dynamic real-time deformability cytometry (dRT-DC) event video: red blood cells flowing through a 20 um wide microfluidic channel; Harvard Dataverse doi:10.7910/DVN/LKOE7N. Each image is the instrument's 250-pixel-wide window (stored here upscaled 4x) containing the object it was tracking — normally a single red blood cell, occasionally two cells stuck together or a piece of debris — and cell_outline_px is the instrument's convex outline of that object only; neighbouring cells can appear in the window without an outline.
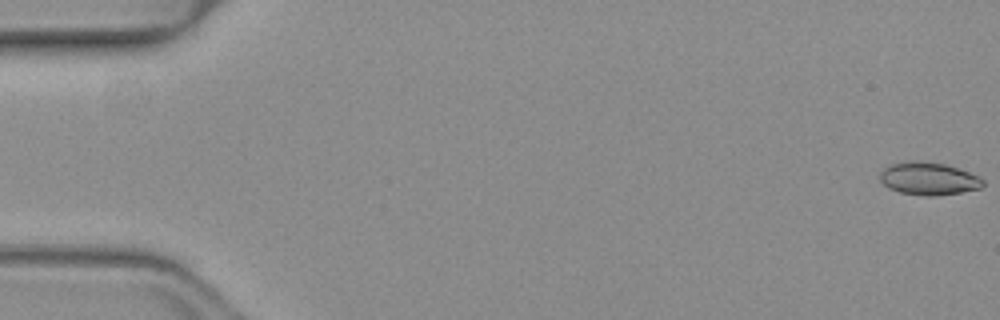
{"species": "common noctule bat (a hibernating species)", "species_latin": "Nyctalus noctula", "temperature_condition": "warm", "stored_images_in_passage": 52, "camera_frame_rate_fps": 3000, "um_per_image_px": 0.085, "animal": {"sex": "female", "body_mass_g": 19.3, "forearm_length_mm": 54.1}, "frame": {"image": 1, "passage_image": 1, "time_ms": 0.0, "image_size_px": [1000, 320], "cell_outline_px": [[984, 184], [980, 188], [960, 192], [936, 196], [924, 196], [900, 192], [888, 188], [880, 180], [880, 172], [888, 164], [912, 160], [944, 164], [968, 172], [984, 180]], "centroid_in_image_um": [78.88, 15.19], "position_along_channel_um": 6.1, "area_um2": 19.48}}
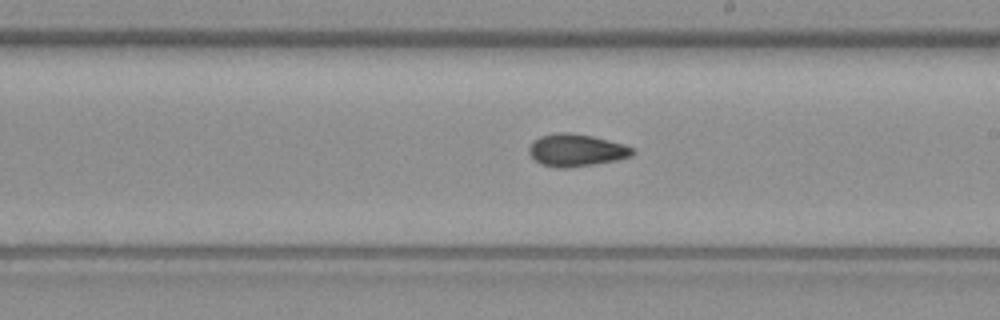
{"frame": {"image": 2, "passage_image": 30, "time_ms": 9.667, "image_size_px": [1000, 320], "cell_outline_px": [[636, 152], [632, 156], [616, 160], [596, 164], [568, 168], [556, 168], [540, 164], [528, 152], [528, 148], [532, 140], [540, 136], [556, 132], [568, 132], [592, 136], [624, 144], [632, 148]], "centroid_in_image_um": [48.96, 12.77], "position_along_channel_um": 240.0, "area_um2": 19.71}}
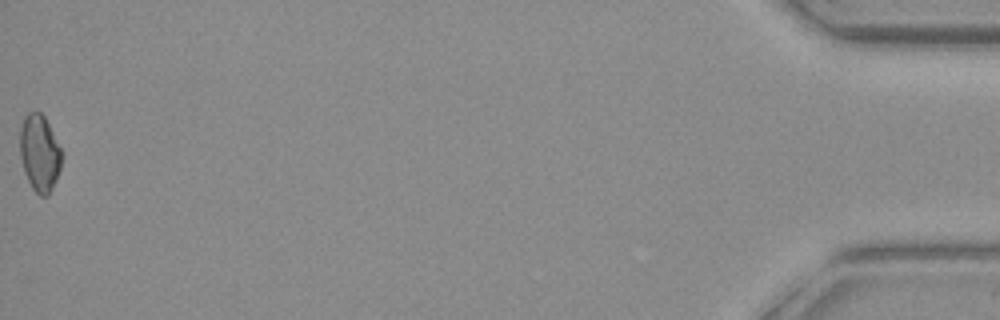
{"frame": {"image": 3, "passage_image": 52, "time_ms": 17.0, "image_size_px": [1000, 320], "cell_outline_px": [[60, 168], [56, 180], [48, 196], [40, 196], [32, 188], [24, 172], [20, 156], [20, 132], [24, 116], [28, 112], [40, 112], [44, 116], [60, 148]], "centroid_in_image_um": [3.34, 13.02], "position_along_channel_um": 431.9, "area_um2": 18.32}, "authors_computed_cell_mechanics": {"area_um2": 18.9873, "velocity_mm_per_s": 4.0479, "shape_relaxation_time_tau1_ms": null, "shape_relaxation_time_tau2_ms": 3.7035, "deformation_change_tau1": null, "deformation_change_tau2": 0.0915}}